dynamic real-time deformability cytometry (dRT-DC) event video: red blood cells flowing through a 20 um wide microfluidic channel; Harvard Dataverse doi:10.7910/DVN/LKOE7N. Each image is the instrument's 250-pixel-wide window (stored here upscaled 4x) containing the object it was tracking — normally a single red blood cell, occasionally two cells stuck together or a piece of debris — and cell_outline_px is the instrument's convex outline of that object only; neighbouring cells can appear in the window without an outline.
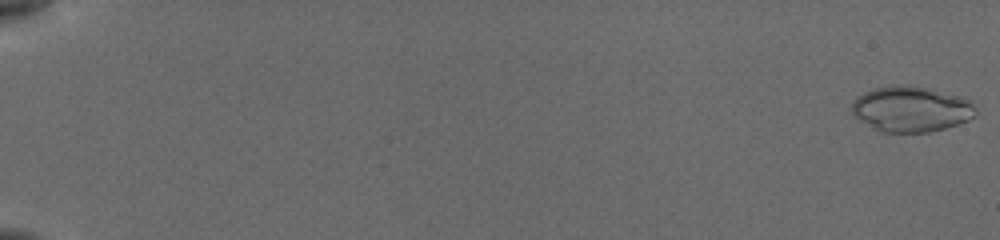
{"species": "common noctule bat (a hibernating species)", "species_latin": "Nyctalus noctula", "temperature_condition": "cold", "stored_images_in_passage": 55, "camera_frame_rate_fps": 3000, "um_per_image_px": 0.085, "animal": {"sex": "female", "body_mass_g": 19.5, "forearm_length_mm": 54.1}, "frame": {"image": 1, "passage_image": 1, "time_ms": 0.0, "image_size_px": [1000, 240], "cell_outline_px": [[976, 112], [968, 120], [944, 128], [928, 132], [880, 132], [872, 128], [860, 120], [852, 112], [852, 104], [856, 96], [864, 92], [876, 88], [896, 84], [908, 84], [972, 100], [976, 108]], "centroid_in_image_um": [77.41, 9.27], "position_along_channel_um": 7.6, "area_um2": 32.6}}